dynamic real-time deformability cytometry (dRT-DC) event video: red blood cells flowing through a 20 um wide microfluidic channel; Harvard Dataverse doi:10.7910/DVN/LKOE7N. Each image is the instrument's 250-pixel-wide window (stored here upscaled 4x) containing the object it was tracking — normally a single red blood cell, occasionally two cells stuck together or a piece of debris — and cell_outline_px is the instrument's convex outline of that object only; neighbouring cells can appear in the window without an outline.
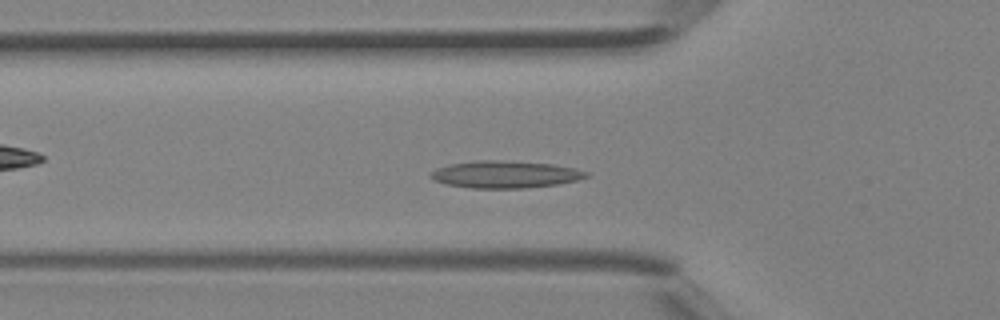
{"species": "Egyptian fruit bat (a non-hibernating species)", "species_latin": "Rousettus aegyptiacus", "temperature_condition": "room temperature", "stored_images_in_passage": 38, "camera_frame_rate_fps": 3000, "um_per_image_px": 0.085, "animal": {"sex": "female"}, "frame": {"image": 1, "passage_image": 11, "time_ms": 3.333, "image_size_px": [1000, 320], "cell_outline_px": [[588, 176], [576, 180], [556, 184], [524, 188], [472, 188], [444, 184], [432, 180], [428, 176], [436, 168], [448, 164], [476, 160], [492, 160], [552, 164], [576, 168], [588, 172]], "centroid_in_image_um": [42.87, 14.82], "position_along_channel_um": 82.9, "area_um2": 24.57}}
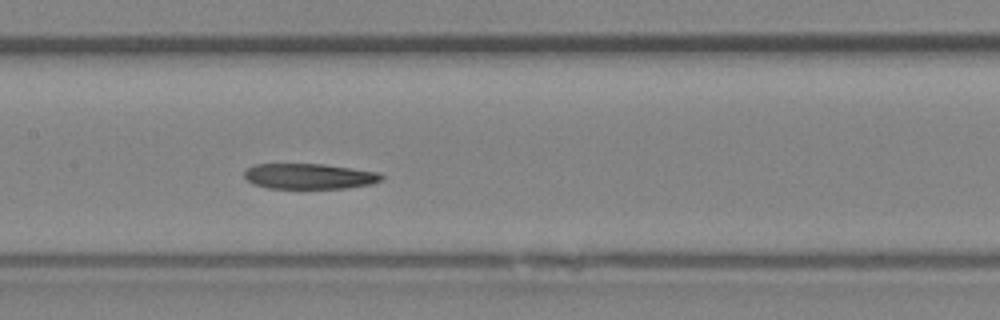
{"frame": {"image": 2, "passage_image": 17, "time_ms": 5.333, "image_size_px": [1000, 320], "cell_outline_px": [[384, 176], [380, 180], [372, 184], [344, 188], [268, 188], [252, 184], [244, 176], [244, 172], [252, 164], [324, 164], [352, 168], [376, 172]], "centroid_in_image_um": [26.25, 14.98], "position_along_channel_um": 181.1, "area_um2": 20.29}}
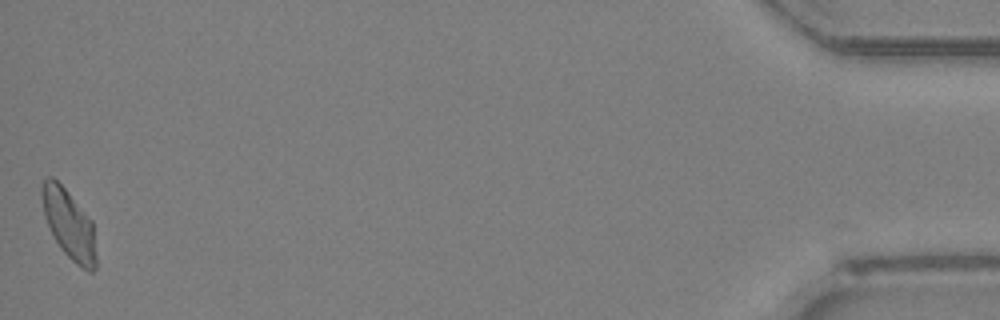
{"frame": {"image": 3, "passage_image": 38, "time_ms": 12.333, "image_size_px": [1000, 320], "cell_outline_px": [[96, 268], [92, 272], [88, 272], [76, 264], [60, 248], [44, 216], [40, 192], [44, 180], [48, 176], [52, 176], [64, 188], [92, 220], [96, 256]], "centroid_in_image_um": [5.86, 19.07], "position_along_channel_um": 429.3, "area_um2": 21.68}}